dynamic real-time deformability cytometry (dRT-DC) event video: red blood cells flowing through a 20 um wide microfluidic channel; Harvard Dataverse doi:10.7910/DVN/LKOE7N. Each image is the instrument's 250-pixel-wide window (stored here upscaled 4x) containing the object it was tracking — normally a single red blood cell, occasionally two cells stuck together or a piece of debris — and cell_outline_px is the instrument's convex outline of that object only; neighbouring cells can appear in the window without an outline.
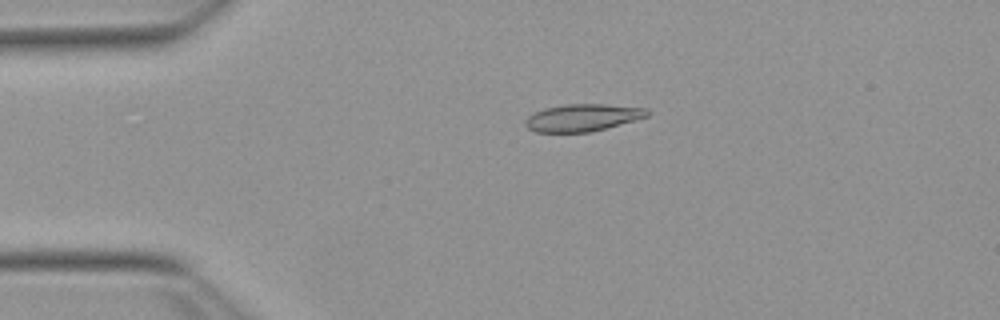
{"species": "Egyptian fruit bat (a non-hibernating species)", "species_latin": "Rousettus aegyptiacus", "temperature_condition": "warm", "stored_images_in_passage": 10, "camera_frame_rate_fps": 3000, "um_per_image_px": 0.085, "animal": {"sex": "female"}, "frame": {"image": 1, "passage_image": 2, "time_ms": 0.333, "image_size_px": [1000, 320], "cell_outline_px": [[648, 116], [592, 132], [536, 132], [528, 128], [524, 124], [524, 120], [532, 112], [544, 108], [564, 104], [604, 104], [648, 108]], "centroid_in_image_um": [49.47, 9.99], "position_along_channel_um": 35.5, "area_um2": 19.42}}
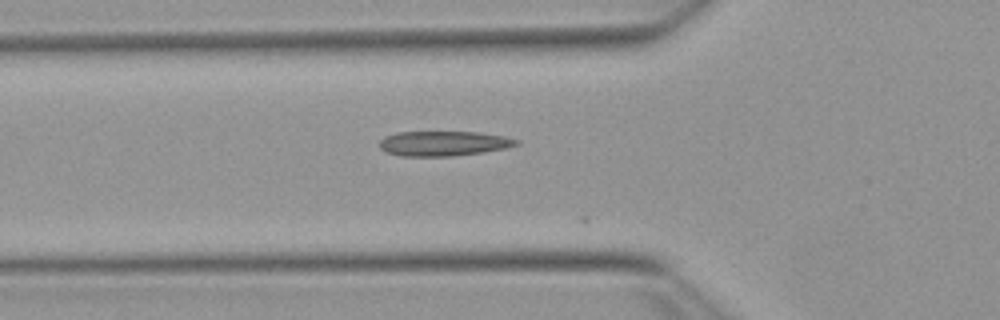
{"frame": {"image": 2, "passage_image": 9, "time_ms": 2.667, "image_size_px": [1000, 320], "cell_outline_px": [[520, 144], [504, 148], [484, 152], [452, 156], [400, 156], [388, 152], [380, 148], [380, 140], [384, 136], [396, 132], [476, 132], [504, 136], [520, 140]], "centroid_in_image_um": [37.7, 12.19], "position_along_channel_um": 88.1, "area_um2": 19.83}}